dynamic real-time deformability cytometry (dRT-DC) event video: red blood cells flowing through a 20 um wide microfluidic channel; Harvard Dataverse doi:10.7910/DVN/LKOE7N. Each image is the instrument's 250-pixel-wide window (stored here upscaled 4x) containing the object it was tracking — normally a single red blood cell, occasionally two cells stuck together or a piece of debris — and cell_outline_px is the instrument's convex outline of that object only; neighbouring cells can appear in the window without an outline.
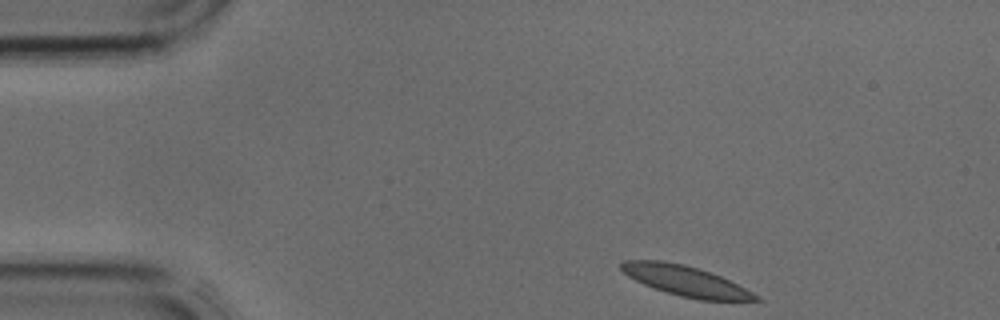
{"species": "common noctule bat (a hibernating species)", "species_latin": "Nyctalus noctula", "temperature_condition": "cold", "stored_images_in_passage": 3, "camera_frame_rate_fps": 3000, "um_per_image_px": 0.085, "animal": {"sex": "male", "body_mass_g": 17.9, "forearm_length_mm": 54.2}, "frame": {"image": 1, "passage_image": 1, "time_ms": 0.0, "image_size_px": [1000, 320], "cell_outline_px": [[764, 300], [700, 300], [680, 296], [644, 284], [628, 276], [620, 268], [620, 264], [624, 260], [660, 260], [684, 264], [720, 276], [752, 292]], "centroid_in_image_um": [58.24, 23.87], "position_along_channel_um": 26.8, "area_um2": 23.12}}
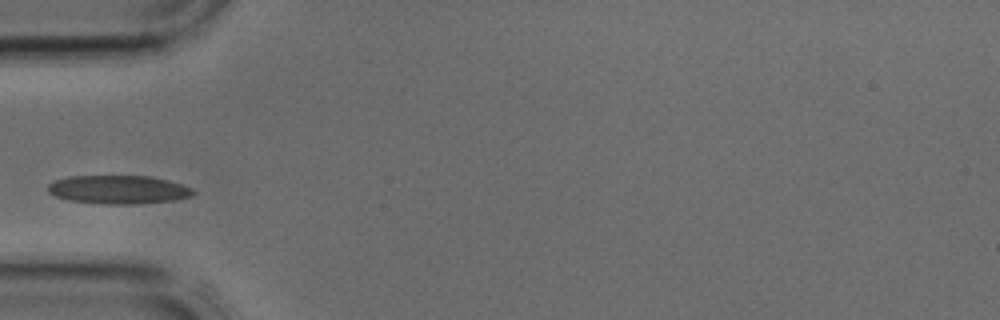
{"frame": {"image": 2, "passage_image": 3, "time_ms": 0.667, "image_size_px": [1000, 320], "cell_outline_px": [[196, 192], [192, 196], [176, 200], [136, 204], [100, 204], [68, 200], [56, 196], [48, 192], [48, 184], [56, 180], [68, 176], [148, 176], [168, 180], [192, 188]], "centroid_in_image_um": [10.07, 16.12], "position_along_channel_um": 74.9, "area_um2": 24.22}}